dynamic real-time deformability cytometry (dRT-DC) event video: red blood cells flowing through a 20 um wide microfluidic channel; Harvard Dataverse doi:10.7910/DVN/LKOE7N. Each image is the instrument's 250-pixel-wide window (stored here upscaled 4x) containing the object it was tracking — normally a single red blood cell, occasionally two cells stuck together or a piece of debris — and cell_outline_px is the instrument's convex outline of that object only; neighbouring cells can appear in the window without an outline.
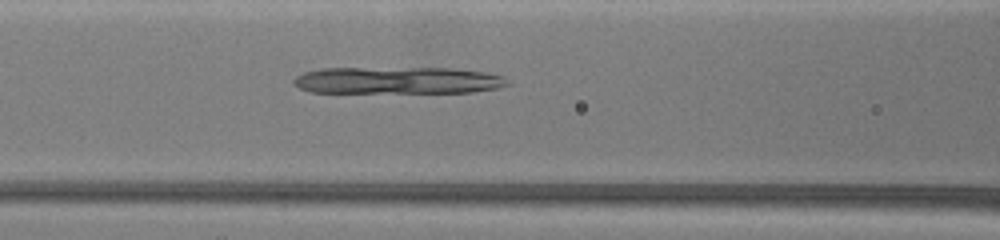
{"species": "common noctule bat (a hibernating species)", "species_latin": "Nyctalus noctula", "temperature_condition": "warm", "stored_images_in_passage": 52, "camera_frame_rate_fps": 3000, "um_per_image_px": 0.085, "animal": {"sex": "female", "body_mass_g": 19.5, "forearm_length_mm": 54.1}, "frame": {"image": 1, "passage_image": 22, "time_ms": 9.333, "image_size_px": [1000, 240], "cell_outline_px": [[508, 84], [496, 88], [472, 92], [312, 92], [300, 88], [292, 84], [292, 80], [296, 76], [304, 72], [320, 68], [448, 68], [484, 72], [504, 76]], "centroid_in_image_um": [33.74, 6.82], "position_along_channel_um": 132.9, "area_um2": 33.47}}
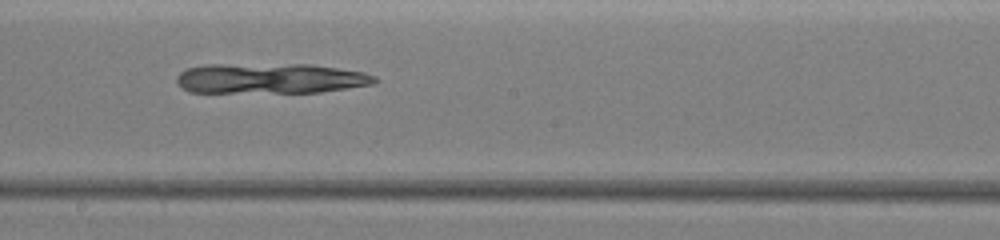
{"frame": {"image": 2, "passage_image": 30, "time_ms": 12.0, "image_size_px": [1000, 240], "cell_outline_px": [[380, 80], [372, 84], [320, 92], [188, 92], [180, 88], [176, 80], [176, 76], [180, 72], [188, 68], [204, 64], [312, 64], [364, 72], [376, 76]], "centroid_in_image_um": [22.95, 6.66], "position_along_channel_um": 225.2, "area_um2": 35.2}}
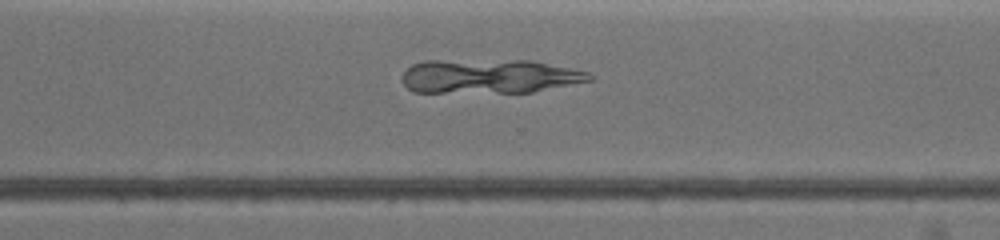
{"frame": {"image": 3, "passage_image": 40, "time_ms": 15.0, "image_size_px": [1000, 240], "cell_outline_px": [[592, 80], [532, 92], [412, 92], [404, 84], [400, 76], [412, 64], [424, 60], [528, 60], [588, 72], [592, 76]], "centroid_in_image_um": [41.53, 6.48], "position_along_channel_um": 329.1, "area_um2": 37.17}}